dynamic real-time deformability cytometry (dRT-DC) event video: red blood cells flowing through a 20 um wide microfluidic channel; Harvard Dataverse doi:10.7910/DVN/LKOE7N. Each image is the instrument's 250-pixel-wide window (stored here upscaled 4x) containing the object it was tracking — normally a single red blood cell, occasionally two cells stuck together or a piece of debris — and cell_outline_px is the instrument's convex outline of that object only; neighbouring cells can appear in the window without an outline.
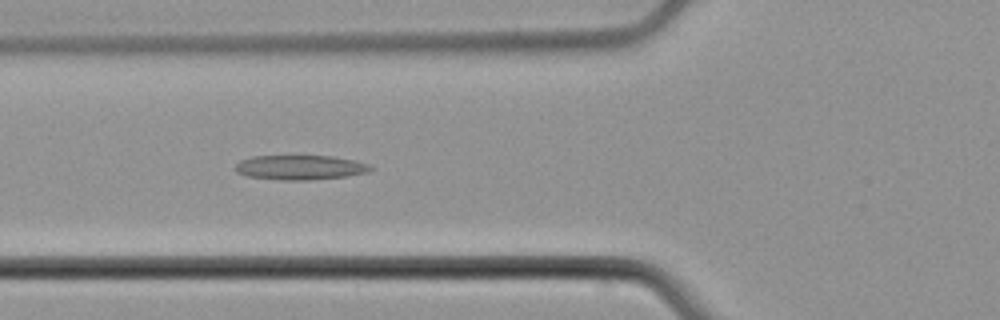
{"species": "common noctule bat (a hibernating species)", "species_latin": "Nyctalus noctula", "temperature_condition": "cold", "stored_images_in_passage": 5, "camera_frame_rate_fps": 3000, "um_per_image_px": 0.085, "animal": {"sex": "male", "body_mass_g": 21.5, "forearm_length_mm": 52.0}, "frame": {"image": 1, "passage_image": 4, "time_ms": 3.667, "image_size_px": [1000, 320], "cell_outline_px": [[372, 168], [368, 172], [344, 176], [308, 180], [284, 180], [248, 176], [236, 172], [236, 164], [240, 160], [252, 156], [332, 156], [352, 160], [368, 164]], "centroid_in_image_um": [25.47, 14.23], "position_along_channel_um": 100.3, "area_um2": 19.07}}
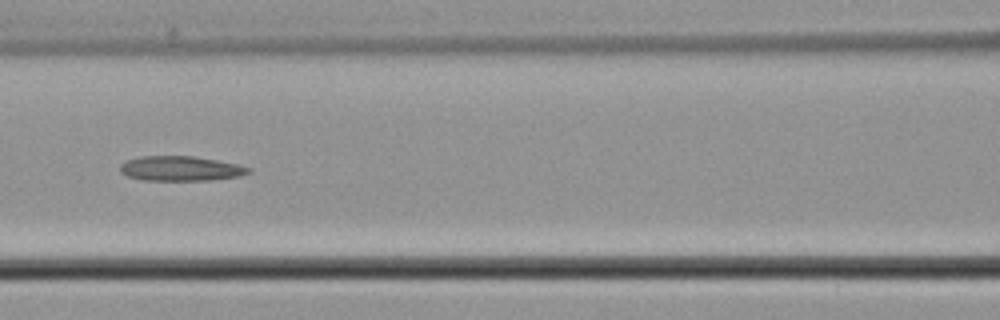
{"frame": {"image": 2, "passage_image": 5, "time_ms": 5.0, "image_size_px": [1000, 320], "cell_outline_px": [[252, 172], [240, 176], [208, 180], [140, 180], [128, 176], [120, 172], [120, 164], [128, 160], [140, 156], [192, 156], [240, 164], [252, 168]], "centroid_in_image_um": [15.38, 14.32], "position_along_channel_um": 151.2, "area_um2": 18.61}}